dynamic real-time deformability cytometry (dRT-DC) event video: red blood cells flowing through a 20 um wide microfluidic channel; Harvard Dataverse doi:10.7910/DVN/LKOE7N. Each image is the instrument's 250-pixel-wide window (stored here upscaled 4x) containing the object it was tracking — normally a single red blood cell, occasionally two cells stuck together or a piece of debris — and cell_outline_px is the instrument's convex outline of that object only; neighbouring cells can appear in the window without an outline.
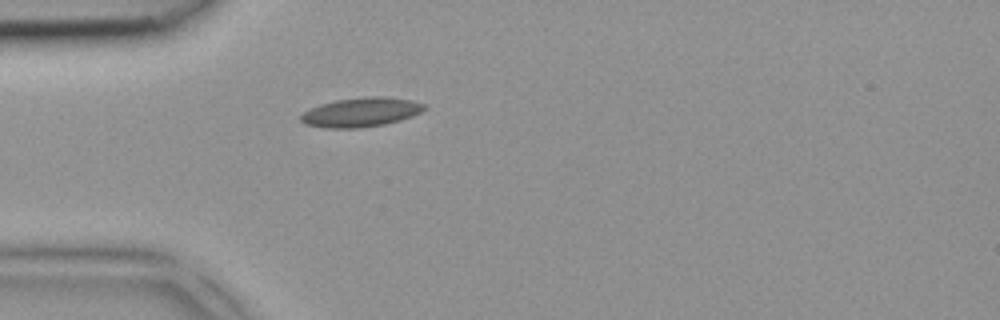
{"species": "common noctule bat (a hibernating species)", "species_latin": "Nyctalus noctula", "temperature_condition": "room temperature", "stored_images_in_passage": 4, "camera_frame_rate_fps": 3000, "um_per_image_px": 0.085, "animal": {"sex": "female", "body_mass_g": 18.4}, "frame": {"image": 1, "passage_image": 4, "time_ms": 1.0, "image_size_px": [1000, 320], "cell_outline_px": [[428, 108], [412, 116], [400, 120], [384, 124], [360, 128], [324, 128], [304, 124], [300, 120], [300, 116], [304, 112], [320, 104], [336, 100], [368, 96], [384, 96], [412, 100], [424, 104]], "centroid_in_image_um": [30.69, 9.54], "position_along_channel_um": 54.3, "area_um2": 21.1}}